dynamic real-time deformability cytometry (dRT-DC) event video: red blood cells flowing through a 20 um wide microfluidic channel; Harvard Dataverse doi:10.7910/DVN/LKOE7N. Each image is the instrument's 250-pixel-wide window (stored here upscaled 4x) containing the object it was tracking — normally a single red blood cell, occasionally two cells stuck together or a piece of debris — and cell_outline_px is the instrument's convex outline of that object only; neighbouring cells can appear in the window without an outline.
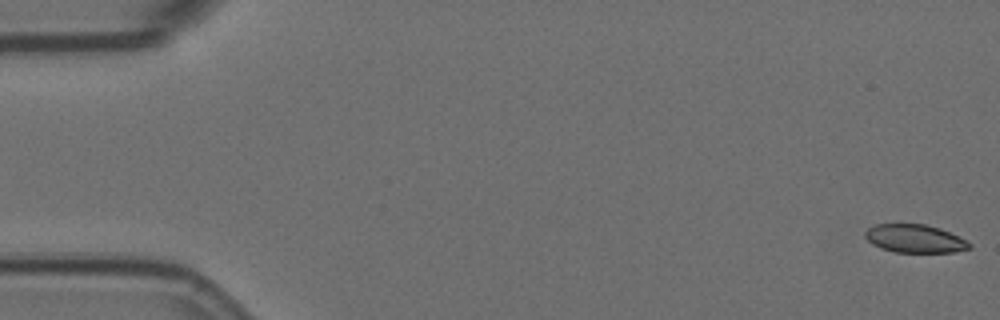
{"species": "Egyptian fruit bat (a non-hibernating species)", "species_latin": "Rousettus aegyptiacus", "temperature_condition": "room temperature", "stored_images_in_passage": 17, "camera_frame_rate_fps": 3000, "um_per_image_px": 0.085, "animal": {"sex": "female"}, "frame": {"image": 1, "passage_image": 1, "time_ms": 0.0, "image_size_px": [1000, 320], "cell_outline_px": [[972, 248], [952, 252], [896, 252], [880, 248], [872, 244], [864, 236], [864, 232], [868, 228], [876, 224], [924, 224], [940, 228], [972, 244]], "centroid_in_image_um": [77.72, 20.28], "position_along_channel_um": 7.3, "area_um2": 16.99}}
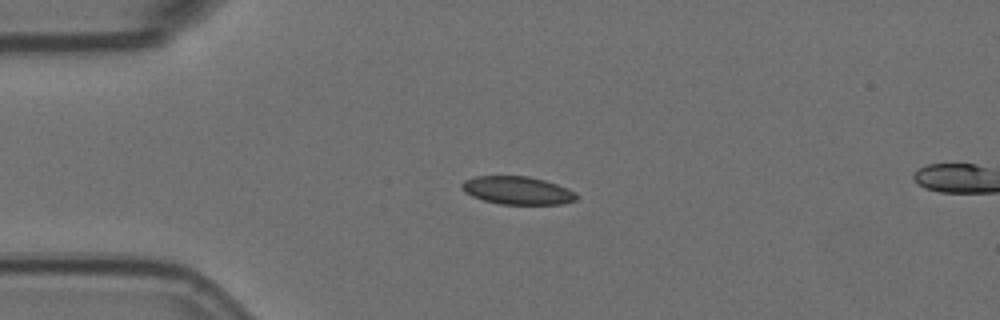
{"frame": {"image": 2, "passage_image": 14, "time_ms": 4.333, "image_size_px": [1000, 320], "cell_outline_px": [[580, 196], [576, 200], [560, 204], [500, 204], [484, 200], [472, 196], [464, 192], [460, 188], [460, 184], [464, 180], [476, 176], [528, 176], [544, 180], [568, 188], [576, 192]], "centroid_in_image_um": [43.98, 16.18], "position_along_channel_um": 41.0, "area_um2": 18.84}}